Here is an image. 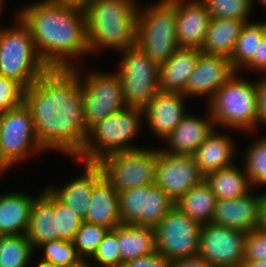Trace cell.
<instances>
[{
	"label": "cell",
	"mask_w": 266,
	"mask_h": 267,
	"mask_svg": "<svg viewBox=\"0 0 266 267\" xmlns=\"http://www.w3.org/2000/svg\"><path fill=\"white\" fill-rule=\"evenodd\" d=\"M201 50L179 47L173 55L159 66V90L182 93L195 69Z\"/></svg>",
	"instance_id": "cell-20"
},
{
	"label": "cell",
	"mask_w": 266,
	"mask_h": 267,
	"mask_svg": "<svg viewBox=\"0 0 266 267\" xmlns=\"http://www.w3.org/2000/svg\"><path fill=\"white\" fill-rule=\"evenodd\" d=\"M92 257L95 259L94 261L104 267L122 266L123 261L121 260L119 244L117 242V227L108 230Z\"/></svg>",
	"instance_id": "cell-38"
},
{
	"label": "cell",
	"mask_w": 266,
	"mask_h": 267,
	"mask_svg": "<svg viewBox=\"0 0 266 267\" xmlns=\"http://www.w3.org/2000/svg\"><path fill=\"white\" fill-rule=\"evenodd\" d=\"M85 173L59 189L48 190L63 204L75 211L83 220L87 215L94 184L103 176L97 163L85 162Z\"/></svg>",
	"instance_id": "cell-22"
},
{
	"label": "cell",
	"mask_w": 266,
	"mask_h": 267,
	"mask_svg": "<svg viewBox=\"0 0 266 267\" xmlns=\"http://www.w3.org/2000/svg\"><path fill=\"white\" fill-rule=\"evenodd\" d=\"M4 2V0H0V6L2 5V3ZM1 8V7H0Z\"/></svg>",
	"instance_id": "cell-54"
},
{
	"label": "cell",
	"mask_w": 266,
	"mask_h": 267,
	"mask_svg": "<svg viewBox=\"0 0 266 267\" xmlns=\"http://www.w3.org/2000/svg\"><path fill=\"white\" fill-rule=\"evenodd\" d=\"M147 185L119 192L121 224L141 226V214H145Z\"/></svg>",
	"instance_id": "cell-33"
},
{
	"label": "cell",
	"mask_w": 266,
	"mask_h": 267,
	"mask_svg": "<svg viewBox=\"0 0 266 267\" xmlns=\"http://www.w3.org/2000/svg\"><path fill=\"white\" fill-rule=\"evenodd\" d=\"M205 175L192 155L171 154L157 150L155 183L175 203L192 187L202 183Z\"/></svg>",
	"instance_id": "cell-14"
},
{
	"label": "cell",
	"mask_w": 266,
	"mask_h": 267,
	"mask_svg": "<svg viewBox=\"0 0 266 267\" xmlns=\"http://www.w3.org/2000/svg\"><path fill=\"white\" fill-rule=\"evenodd\" d=\"M241 267H266V260L244 261Z\"/></svg>",
	"instance_id": "cell-47"
},
{
	"label": "cell",
	"mask_w": 266,
	"mask_h": 267,
	"mask_svg": "<svg viewBox=\"0 0 266 267\" xmlns=\"http://www.w3.org/2000/svg\"><path fill=\"white\" fill-rule=\"evenodd\" d=\"M89 203L83 221L107 227L109 230L121 225L119 192L104 176L94 184Z\"/></svg>",
	"instance_id": "cell-21"
},
{
	"label": "cell",
	"mask_w": 266,
	"mask_h": 267,
	"mask_svg": "<svg viewBox=\"0 0 266 267\" xmlns=\"http://www.w3.org/2000/svg\"><path fill=\"white\" fill-rule=\"evenodd\" d=\"M155 230L156 252L173 261L197 255L201 225L175 205Z\"/></svg>",
	"instance_id": "cell-10"
},
{
	"label": "cell",
	"mask_w": 266,
	"mask_h": 267,
	"mask_svg": "<svg viewBox=\"0 0 266 267\" xmlns=\"http://www.w3.org/2000/svg\"><path fill=\"white\" fill-rule=\"evenodd\" d=\"M55 214L57 215V233L60 239L73 241L81 227L83 219L71 208L55 197Z\"/></svg>",
	"instance_id": "cell-39"
},
{
	"label": "cell",
	"mask_w": 266,
	"mask_h": 267,
	"mask_svg": "<svg viewBox=\"0 0 266 267\" xmlns=\"http://www.w3.org/2000/svg\"><path fill=\"white\" fill-rule=\"evenodd\" d=\"M260 2L266 6V0H260Z\"/></svg>",
	"instance_id": "cell-53"
},
{
	"label": "cell",
	"mask_w": 266,
	"mask_h": 267,
	"mask_svg": "<svg viewBox=\"0 0 266 267\" xmlns=\"http://www.w3.org/2000/svg\"><path fill=\"white\" fill-rule=\"evenodd\" d=\"M258 90V122L266 125V77L257 83Z\"/></svg>",
	"instance_id": "cell-45"
},
{
	"label": "cell",
	"mask_w": 266,
	"mask_h": 267,
	"mask_svg": "<svg viewBox=\"0 0 266 267\" xmlns=\"http://www.w3.org/2000/svg\"><path fill=\"white\" fill-rule=\"evenodd\" d=\"M37 267H59V266L48 264L41 261V263Z\"/></svg>",
	"instance_id": "cell-50"
},
{
	"label": "cell",
	"mask_w": 266,
	"mask_h": 267,
	"mask_svg": "<svg viewBox=\"0 0 266 267\" xmlns=\"http://www.w3.org/2000/svg\"><path fill=\"white\" fill-rule=\"evenodd\" d=\"M33 199L21 193L0 196V236L26 235Z\"/></svg>",
	"instance_id": "cell-24"
},
{
	"label": "cell",
	"mask_w": 266,
	"mask_h": 267,
	"mask_svg": "<svg viewBox=\"0 0 266 267\" xmlns=\"http://www.w3.org/2000/svg\"><path fill=\"white\" fill-rule=\"evenodd\" d=\"M264 36L261 24H245L229 57L231 66L236 72L242 65L245 66L254 57V54H257L258 44Z\"/></svg>",
	"instance_id": "cell-30"
},
{
	"label": "cell",
	"mask_w": 266,
	"mask_h": 267,
	"mask_svg": "<svg viewBox=\"0 0 266 267\" xmlns=\"http://www.w3.org/2000/svg\"><path fill=\"white\" fill-rule=\"evenodd\" d=\"M254 70L266 72V36L258 44L257 54L245 65Z\"/></svg>",
	"instance_id": "cell-43"
},
{
	"label": "cell",
	"mask_w": 266,
	"mask_h": 267,
	"mask_svg": "<svg viewBox=\"0 0 266 267\" xmlns=\"http://www.w3.org/2000/svg\"><path fill=\"white\" fill-rule=\"evenodd\" d=\"M58 1L83 7L84 5H86L87 3H89L92 0H58Z\"/></svg>",
	"instance_id": "cell-49"
},
{
	"label": "cell",
	"mask_w": 266,
	"mask_h": 267,
	"mask_svg": "<svg viewBox=\"0 0 266 267\" xmlns=\"http://www.w3.org/2000/svg\"><path fill=\"white\" fill-rule=\"evenodd\" d=\"M142 113L144 111L141 108L125 106L97 122L89 129L85 145L77 157L87 163H97L105 155L138 149L129 147L127 142L138 132ZM90 136L94 137L96 145L91 142Z\"/></svg>",
	"instance_id": "cell-6"
},
{
	"label": "cell",
	"mask_w": 266,
	"mask_h": 267,
	"mask_svg": "<svg viewBox=\"0 0 266 267\" xmlns=\"http://www.w3.org/2000/svg\"><path fill=\"white\" fill-rule=\"evenodd\" d=\"M208 116L210 121L186 115L166 138L172 148V150L166 152L192 155L198 146L214 132L213 125H216L215 121L211 117V113Z\"/></svg>",
	"instance_id": "cell-23"
},
{
	"label": "cell",
	"mask_w": 266,
	"mask_h": 267,
	"mask_svg": "<svg viewBox=\"0 0 266 267\" xmlns=\"http://www.w3.org/2000/svg\"><path fill=\"white\" fill-rule=\"evenodd\" d=\"M183 100L182 93L159 91L143 108L151 130L160 138L166 139L186 116Z\"/></svg>",
	"instance_id": "cell-18"
},
{
	"label": "cell",
	"mask_w": 266,
	"mask_h": 267,
	"mask_svg": "<svg viewBox=\"0 0 266 267\" xmlns=\"http://www.w3.org/2000/svg\"><path fill=\"white\" fill-rule=\"evenodd\" d=\"M246 154L245 170L250 184H266V137L251 145Z\"/></svg>",
	"instance_id": "cell-37"
},
{
	"label": "cell",
	"mask_w": 266,
	"mask_h": 267,
	"mask_svg": "<svg viewBox=\"0 0 266 267\" xmlns=\"http://www.w3.org/2000/svg\"><path fill=\"white\" fill-rule=\"evenodd\" d=\"M216 201V196L204 180L186 192L175 206L202 226L211 223Z\"/></svg>",
	"instance_id": "cell-28"
},
{
	"label": "cell",
	"mask_w": 266,
	"mask_h": 267,
	"mask_svg": "<svg viewBox=\"0 0 266 267\" xmlns=\"http://www.w3.org/2000/svg\"><path fill=\"white\" fill-rule=\"evenodd\" d=\"M24 90L25 88L20 83L0 74V112L23 103Z\"/></svg>",
	"instance_id": "cell-40"
},
{
	"label": "cell",
	"mask_w": 266,
	"mask_h": 267,
	"mask_svg": "<svg viewBox=\"0 0 266 267\" xmlns=\"http://www.w3.org/2000/svg\"><path fill=\"white\" fill-rule=\"evenodd\" d=\"M211 19L203 1L186 4L177 0L176 38L179 47L201 49Z\"/></svg>",
	"instance_id": "cell-17"
},
{
	"label": "cell",
	"mask_w": 266,
	"mask_h": 267,
	"mask_svg": "<svg viewBox=\"0 0 266 267\" xmlns=\"http://www.w3.org/2000/svg\"><path fill=\"white\" fill-rule=\"evenodd\" d=\"M171 264V260L156 252L127 261L121 267H171Z\"/></svg>",
	"instance_id": "cell-42"
},
{
	"label": "cell",
	"mask_w": 266,
	"mask_h": 267,
	"mask_svg": "<svg viewBox=\"0 0 266 267\" xmlns=\"http://www.w3.org/2000/svg\"><path fill=\"white\" fill-rule=\"evenodd\" d=\"M233 144L227 135L214 132L192 154L201 172L206 175L210 172L232 166ZM231 160V161H230Z\"/></svg>",
	"instance_id": "cell-26"
},
{
	"label": "cell",
	"mask_w": 266,
	"mask_h": 267,
	"mask_svg": "<svg viewBox=\"0 0 266 267\" xmlns=\"http://www.w3.org/2000/svg\"><path fill=\"white\" fill-rule=\"evenodd\" d=\"M177 0H162L138 10L136 46L157 65L179 48L176 38Z\"/></svg>",
	"instance_id": "cell-4"
},
{
	"label": "cell",
	"mask_w": 266,
	"mask_h": 267,
	"mask_svg": "<svg viewBox=\"0 0 266 267\" xmlns=\"http://www.w3.org/2000/svg\"><path fill=\"white\" fill-rule=\"evenodd\" d=\"M259 228L266 232V193H264L263 201L261 204V215Z\"/></svg>",
	"instance_id": "cell-46"
},
{
	"label": "cell",
	"mask_w": 266,
	"mask_h": 267,
	"mask_svg": "<svg viewBox=\"0 0 266 267\" xmlns=\"http://www.w3.org/2000/svg\"><path fill=\"white\" fill-rule=\"evenodd\" d=\"M8 167H11V164L3 156L1 149H0V173L4 170H7Z\"/></svg>",
	"instance_id": "cell-48"
},
{
	"label": "cell",
	"mask_w": 266,
	"mask_h": 267,
	"mask_svg": "<svg viewBox=\"0 0 266 267\" xmlns=\"http://www.w3.org/2000/svg\"><path fill=\"white\" fill-rule=\"evenodd\" d=\"M125 53L118 76L123 99L128 107L143 109L159 90V65L137 46L123 50Z\"/></svg>",
	"instance_id": "cell-9"
},
{
	"label": "cell",
	"mask_w": 266,
	"mask_h": 267,
	"mask_svg": "<svg viewBox=\"0 0 266 267\" xmlns=\"http://www.w3.org/2000/svg\"><path fill=\"white\" fill-rule=\"evenodd\" d=\"M20 24L0 30V74L26 89L49 68L36 51L29 29Z\"/></svg>",
	"instance_id": "cell-5"
},
{
	"label": "cell",
	"mask_w": 266,
	"mask_h": 267,
	"mask_svg": "<svg viewBox=\"0 0 266 267\" xmlns=\"http://www.w3.org/2000/svg\"><path fill=\"white\" fill-rule=\"evenodd\" d=\"M234 72L229 58L201 52L183 95L193 97L209 94V99H212Z\"/></svg>",
	"instance_id": "cell-16"
},
{
	"label": "cell",
	"mask_w": 266,
	"mask_h": 267,
	"mask_svg": "<svg viewBox=\"0 0 266 267\" xmlns=\"http://www.w3.org/2000/svg\"><path fill=\"white\" fill-rule=\"evenodd\" d=\"M264 193L252 196L246 195L230 200H217L212 224L249 233L259 228L261 204Z\"/></svg>",
	"instance_id": "cell-15"
},
{
	"label": "cell",
	"mask_w": 266,
	"mask_h": 267,
	"mask_svg": "<svg viewBox=\"0 0 266 267\" xmlns=\"http://www.w3.org/2000/svg\"><path fill=\"white\" fill-rule=\"evenodd\" d=\"M26 236L33 249L45 242L60 239V234L57 233L55 196L48 188L39 198L33 199Z\"/></svg>",
	"instance_id": "cell-19"
},
{
	"label": "cell",
	"mask_w": 266,
	"mask_h": 267,
	"mask_svg": "<svg viewBox=\"0 0 266 267\" xmlns=\"http://www.w3.org/2000/svg\"><path fill=\"white\" fill-rule=\"evenodd\" d=\"M39 247L44 248V258L42 262L59 267H75L82 261L78 255L73 241L63 239L45 242Z\"/></svg>",
	"instance_id": "cell-34"
},
{
	"label": "cell",
	"mask_w": 266,
	"mask_h": 267,
	"mask_svg": "<svg viewBox=\"0 0 266 267\" xmlns=\"http://www.w3.org/2000/svg\"><path fill=\"white\" fill-rule=\"evenodd\" d=\"M211 18L238 19L247 22L253 0H202Z\"/></svg>",
	"instance_id": "cell-36"
},
{
	"label": "cell",
	"mask_w": 266,
	"mask_h": 267,
	"mask_svg": "<svg viewBox=\"0 0 266 267\" xmlns=\"http://www.w3.org/2000/svg\"><path fill=\"white\" fill-rule=\"evenodd\" d=\"M175 203L156 185H147L145 214L141 226L155 229Z\"/></svg>",
	"instance_id": "cell-32"
},
{
	"label": "cell",
	"mask_w": 266,
	"mask_h": 267,
	"mask_svg": "<svg viewBox=\"0 0 266 267\" xmlns=\"http://www.w3.org/2000/svg\"><path fill=\"white\" fill-rule=\"evenodd\" d=\"M261 25L263 26L264 34H265V36H266V22H265V23H262Z\"/></svg>",
	"instance_id": "cell-52"
},
{
	"label": "cell",
	"mask_w": 266,
	"mask_h": 267,
	"mask_svg": "<svg viewBox=\"0 0 266 267\" xmlns=\"http://www.w3.org/2000/svg\"><path fill=\"white\" fill-rule=\"evenodd\" d=\"M81 83L84 122L89 130L108 115L118 112L126 105L118 74H90Z\"/></svg>",
	"instance_id": "cell-11"
},
{
	"label": "cell",
	"mask_w": 266,
	"mask_h": 267,
	"mask_svg": "<svg viewBox=\"0 0 266 267\" xmlns=\"http://www.w3.org/2000/svg\"><path fill=\"white\" fill-rule=\"evenodd\" d=\"M85 260H82L79 264H77L75 267H91L89 264L85 263Z\"/></svg>",
	"instance_id": "cell-51"
},
{
	"label": "cell",
	"mask_w": 266,
	"mask_h": 267,
	"mask_svg": "<svg viewBox=\"0 0 266 267\" xmlns=\"http://www.w3.org/2000/svg\"><path fill=\"white\" fill-rule=\"evenodd\" d=\"M117 242L123 263L156 253L155 230L134 224L117 226Z\"/></svg>",
	"instance_id": "cell-27"
},
{
	"label": "cell",
	"mask_w": 266,
	"mask_h": 267,
	"mask_svg": "<svg viewBox=\"0 0 266 267\" xmlns=\"http://www.w3.org/2000/svg\"><path fill=\"white\" fill-rule=\"evenodd\" d=\"M171 267H213V266L197 254L194 256L175 259L172 261Z\"/></svg>",
	"instance_id": "cell-44"
},
{
	"label": "cell",
	"mask_w": 266,
	"mask_h": 267,
	"mask_svg": "<svg viewBox=\"0 0 266 267\" xmlns=\"http://www.w3.org/2000/svg\"><path fill=\"white\" fill-rule=\"evenodd\" d=\"M234 74L210 99L211 117L223 127L251 129L258 123L257 83L252 84Z\"/></svg>",
	"instance_id": "cell-7"
},
{
	"label": "cell",
	"mask_w": 266,
	"mask_h": 267,
	"mask_svg": "<svg viewBox=\"0 0 266 267\" xmlns=\"http://www.w3.org/2000/svg\"><path fill=\"white\" fill-rule=\"evenodd\" d=\"M97 164L118 192L154 185L157 150L134 149L105 155Z\"/></svg>",
	"instance_id": "cell-8"
},
{
	"label": "cell",
	"mask_w": 266,
	"mask_h": 267,
	"mask_svg": "<svg viewBox=\"0 0 266 267\" xmlns=\"http://www.w3.org/2000/svg\"><path fill=\"white\" fill-rule=\"evenodd\" d=\"M246 23L238 19L212 18L201 52L229 58Z\"/></svg>",
	"instance_id": "cell-25"
},
{
	"label": "cell",
	"mask_w": 266,
	"mask_h": 267,
	"mask_svg": "<svg viewBox=\"0 0 266 267\" xmlns=\"http://www.w3.org/2000/svg\"><path fill=\"white\" fill-rule=\"evenodd\" d=\"M32 251L26 235L0 236V267H27Z\"/></svg>",
	"instance_id": "cell-31"
},
{
	"label": "cell",
	"mask_w": 266,
	"mask_h": 267,
	"mask_svg": "<svg viewBox=\"0 0 266 267\" xmlns=\"http://www.w3.org/2000/svg\"><path fill=\"white\" fill-rule=\"evenodd\" d=\"M247 233L208 223L201 226L198 255L213 267H241Z\"/></svg>",
	"instance_id": "cell-12"
},
{
	"label": "cell",
	"mask_w": 266,
	"mask_h": 267,
	"mask_svg": "<svg viewBox=\"0 0 266 267\" xmlns=\"http://www.w3.org/2000/svg\"><path fill=\"white\" fill-rule=\"evenodd\" d=\"M0 149L11 165L31 150H43L36 138L31 112L24 102L0 112Z\"/></svg>",
	"instance_id": "cell-13"
},
{
	"label": "cell",
	"mask_w": 266,
	"mask_h": 267,
	"mask_svg": "<svg viewBox=\"0 0 266 267\" xmlns=\"http://www.w3.org/2000/svg\"><path fill=\"white\" fill-rule=\"evenodd\" d=\"M108 230L107 227L101 225L82 222L73 239V244L82 260L85 258L84 255L93 256Z\"/></svg>",
	"instance_id": "cell-35"
},
{
	"label": "cell",
	"mask_w": 266,
	"mask_h": 267,
	"mask_svg": "<svg viewBox=\"0 0 266 267\" xmlns=\"http://www.w3.org/2000/svg\"><path fill=\"white\" fill-rule=\"evenodd\" d=\"M19 18L29 29L36 51L48 68H73L68 60L89 52L81 6L44 0L24 8Z\"/></svg>",
	"instance_id": "cell-2"
},
{
	"label": "cell",
	"mask_w": 266,
	"mask_h": 267,
	"mask_svg": "<svg viewBox=\"0 0 266 267\" xmlns=\"http://www.w3.org/2000/svg\"><path fill=\"white\" fill-rule=\"evenodd\" d=\"M266 260V232L260 228L247 233L244 261Z\"/></svg>",
	"instance_id": "cell-41"
},
{
	"label": "cell",
	"mask_w": 266,
	"mask_h": 267,
	"mask_svg": "<svg viewBox=\"0 0 266 267\" xmlns=\"http://www.w3.org/2000/svg\"><path fill=\"white\" fill-rule=\"evenodd\" d=\"M82 8L89 51L136 46L138 9L132 0H92Z\"/></svg>",
	"instance_id": "cell-3"
},
{
	"label": "cell",
	"mask_w": 266,
	"mask_h": 267,
	"mask_svg": "<svg viewBox=\"0 0 266 267\" xmlns=\"http://www.w3.org/2000/svg\"><path fill=\"white\" fill-rule=\"evenodd\" d=\"M205 182L212 189L217 200H230L249 193L250 181L246 170L241 172L234 165L210 172Z\"/></svg>",
	"instance_id": "cell-29"
},
{
	"label": "cell",
	"mask_w": 266,
	"mask_h": 267,
	"mask_svg": "<svg viewBox=\"0 0 266 267\" xmlns=\"http://www.w3.org/2000/svg\"><path fill=\"white\" fill-rule=\"evenodd\" d=\"M74 68H49L24 90L36 138L43 149L77 156L89 130L84 122L81 81Z\"/></svg>",
	"instance_id": "cell-1"
}]
</instances>
